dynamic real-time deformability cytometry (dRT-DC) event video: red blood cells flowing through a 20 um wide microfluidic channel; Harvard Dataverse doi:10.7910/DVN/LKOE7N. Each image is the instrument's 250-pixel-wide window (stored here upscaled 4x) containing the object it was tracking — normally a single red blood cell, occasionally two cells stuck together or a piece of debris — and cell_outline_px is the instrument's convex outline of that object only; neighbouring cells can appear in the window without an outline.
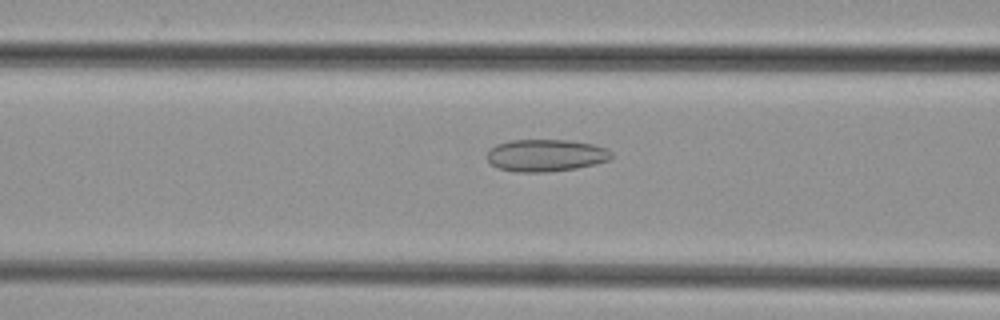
{"species": "common noctule bat (a hibernating species)", "species_latin": "Nyctalus noctula", "temperature_condition": "cold", "stored_images_in_passage": 47, "camera_frame_rate_fps": 3000, "um_per_image_px": 0.085, "animal": {"sex": "female", "body_mass_g": 29.2, "forearm_length_mm": 56.3}, "frame": {"image": 1, "passage_image": 18, "time_ms": 5.667, "image_size_px": [1000, 320], "cell_outline_px": [[612, 156], [608, 160], [596, 164], [576, 168], [544, 172], [516, 172], [496, 168], [488, 160], [488, 152], [496, 144], [508, 140], [568, 140], [592, 144], [604, 148], [612, 152]], "centroid_in_image_um": [46.37, 13.21], "position_along_channel_um": 120.2, "area_um2": 23.24}}
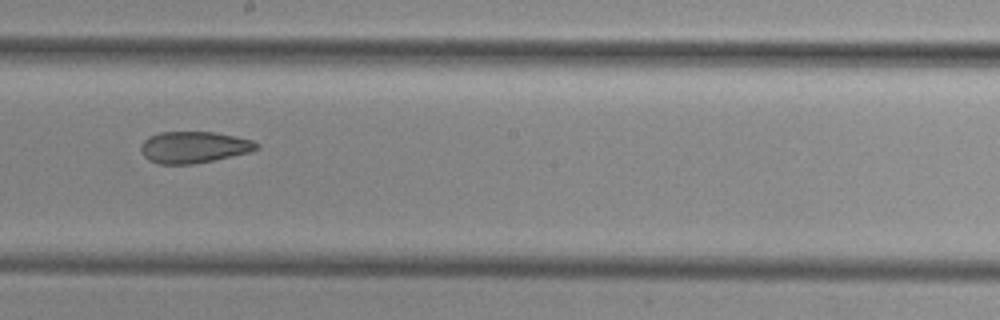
{"frame": {"image": 2, "passage_image": 26, "time_ms": 8.333, "image_size_px": [1000, 320], "cell_outline_px": [[260, 148], [252, 152], [192, 164], [160, 164], [148, 160], [144, 156], [140, 148], [140, 144], [148, 136], [160, 132], [212, 132], [236, 136], [252, 140], [260, 144]], "centroid_in_image_um": [16.48, 12.51], "position_along_channel_um": 231.7, "area_um2": 21.39}}
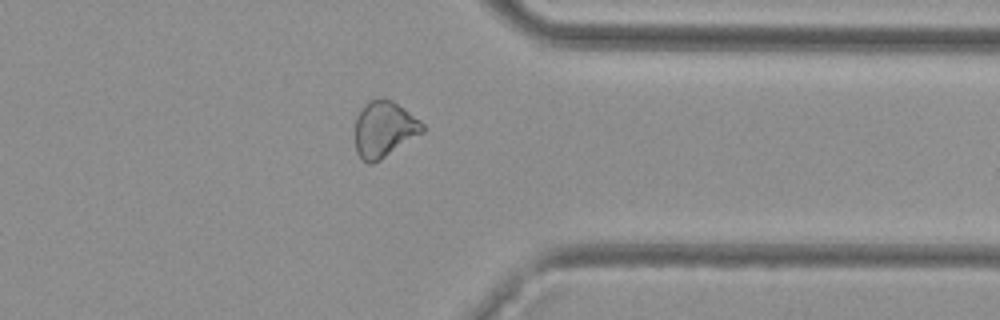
{"frame": {"image": 3, "passage_image": 37, "time_ms": 12.0, "image_size_px": [1000, 320], "cell_outline_px": [[424, 132], [380, 160], [372, 164], [368, 164], [356, 152], [356, 116], [360, 108], [368, 100], [384, 96], [392, 100], [404, 108], [420, 120], [424, 124]], "centroid_in_image_um": [32.65, 10.95], "position_along_channel_um": 378.8, "area_um2": 22.25}}